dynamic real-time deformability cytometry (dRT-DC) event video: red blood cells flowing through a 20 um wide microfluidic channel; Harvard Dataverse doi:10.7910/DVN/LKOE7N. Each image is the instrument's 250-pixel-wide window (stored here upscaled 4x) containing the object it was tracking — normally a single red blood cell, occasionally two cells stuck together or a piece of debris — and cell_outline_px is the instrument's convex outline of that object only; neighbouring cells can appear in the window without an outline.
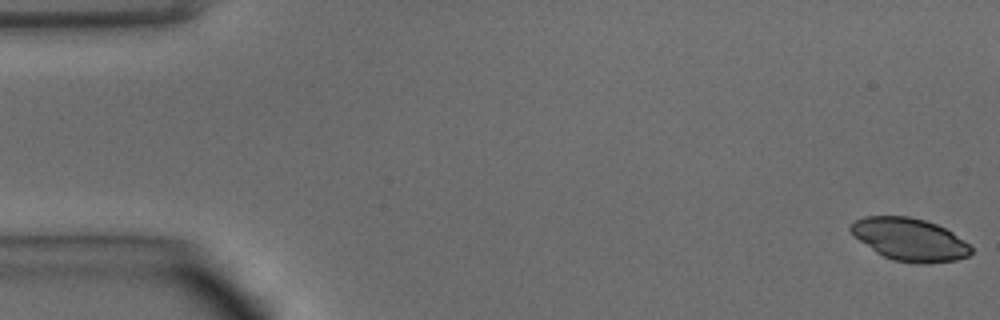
{"species": "common noctule bat (a hibernating species)", "species_latin": "Nyctalus noctula", "temperature_condition": "warm", "stored_images_in_passage": 49, "camera_frame_rate_fps": 3000, "um_per_image_px": 0.085, "animal": {"sex": "male", "body_mass_g": 15.6}, "frame": {"image": 1, "passage_image": 1, "time_ms": 0.0, "image_size_px": [1000, 320], "cell_outline_px": [[972, 252], [968, 256], [956, 260], [924, 264], [920, 264], [892, 260], [876, 252], [860, 240], [848, 228], [848, 224], [864, 216], [908, 216], [924, 220], [936, 224], [952, 232], [964, 240], [972, 248]], "centroid_in_image_um": [77.32, 20.35], "position_along_channel_um": 7.7, "area_um2": 29.77}}
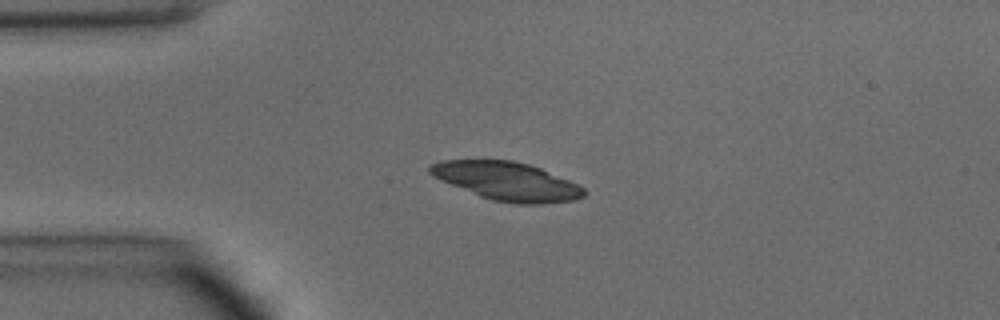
{"frame": {"image": 2, "passage_image": 12, "time_ms": 3.667, "image_size_px": [1000, 320], "cell_outline_px": [[588, 192], [584, 196], [576, 200], [540, 204], [516, 204], [492, 200], [480, 196], [440, 180], [432, 176], [428, 172], [428, 168], [432, 164], [444, 160], [512, 160], [528, 164], [540, 168], [568, 180], [584, 188]], "centroid_in_image_um": [43.1, 15.41], "position_along_channel_um": 41.9, "area_um2": 34.28}}